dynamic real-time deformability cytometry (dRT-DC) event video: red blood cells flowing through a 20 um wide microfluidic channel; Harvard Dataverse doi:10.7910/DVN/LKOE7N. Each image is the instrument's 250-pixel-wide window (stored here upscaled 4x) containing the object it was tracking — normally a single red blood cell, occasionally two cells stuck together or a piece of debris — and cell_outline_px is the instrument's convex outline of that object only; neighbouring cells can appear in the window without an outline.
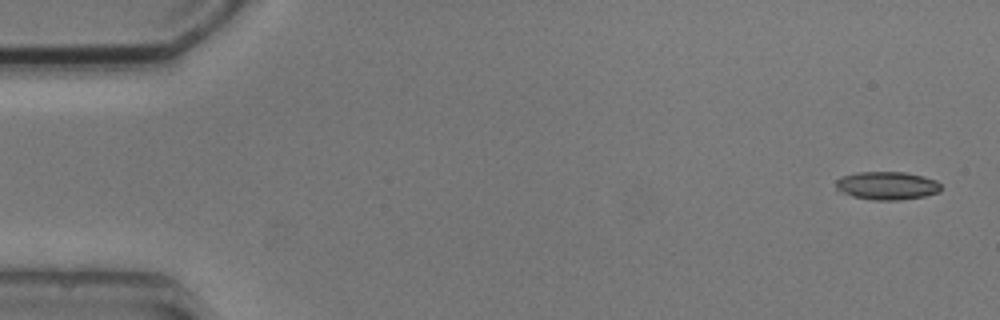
{"species": "common noctule bat (a hibernating species)", "species_latin": "Nyctalus noctula", "temperature_condition": "cold", "stored_images_in_passage": 9, "camera_frame_rate_fps": 3000, "um_per_image_px": 0.085, "animal": {"sex": "male", "body_mass_g": 20.5, "forearm_length_mm": 52.5}, "frame": {"image": 1, "passage_image": 1, "time_ms": 0.0, "image_size_px": [1000, 320], "cell_outline_px": [[944, 188], [940, 192], [924, 196], [900, 200], [872, 200], [852, 196], [836, 192], [836, 180], [840, 176], [856, 172], [904, 172], [924, 176], [936, 180]], "centroid_in_image_um": [75.38, 15.78], "position_along_channel_um": 9.6, "area_um2": 17.63}}